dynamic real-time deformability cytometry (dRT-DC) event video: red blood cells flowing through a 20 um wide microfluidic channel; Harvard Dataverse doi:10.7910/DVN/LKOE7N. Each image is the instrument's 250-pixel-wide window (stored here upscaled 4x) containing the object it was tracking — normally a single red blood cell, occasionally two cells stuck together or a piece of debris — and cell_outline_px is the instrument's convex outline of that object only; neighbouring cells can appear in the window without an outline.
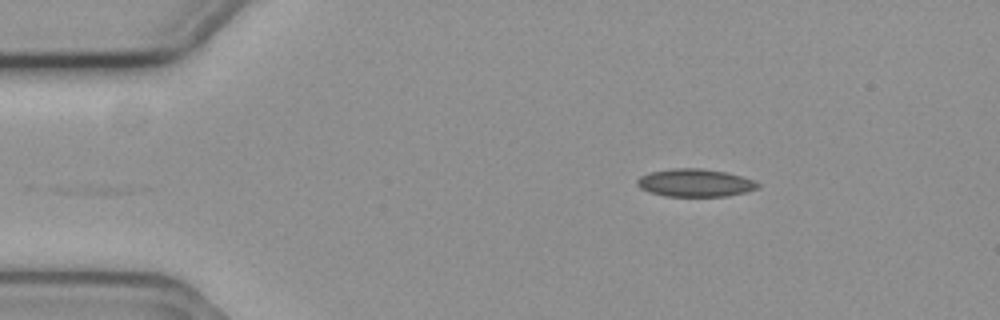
{"species": "common noctule bat (a hibernating species)", "species_latin": "Nyctalus noctula", "temperature_condition": "cold", "stored_images_in_passage": 2, "camera_frame_rate_fps": 3000, "um_per_image_px": 0.085, "animal": {"sex": "female", "body_mass_g": 19.3, "forearm_length_mm": 54.1}, "frame": {"image": 1, "passage_image": 2, "time_ms": 0.333, "image_size_px": [1000, 320], "cell_outline_px": [[760, 188], [748, 192], [728, 196], [664, 196], [640, 188], [636, 184], [636, 180], [640, 176], [652, 172], [672, 168], [700, 168], [728, 172], [756, 180], [760, 184]], "centroid_in_image_um": [59.15, 15.54], "position_along_channel_um": 25.8, "area_um2": 19.77}}